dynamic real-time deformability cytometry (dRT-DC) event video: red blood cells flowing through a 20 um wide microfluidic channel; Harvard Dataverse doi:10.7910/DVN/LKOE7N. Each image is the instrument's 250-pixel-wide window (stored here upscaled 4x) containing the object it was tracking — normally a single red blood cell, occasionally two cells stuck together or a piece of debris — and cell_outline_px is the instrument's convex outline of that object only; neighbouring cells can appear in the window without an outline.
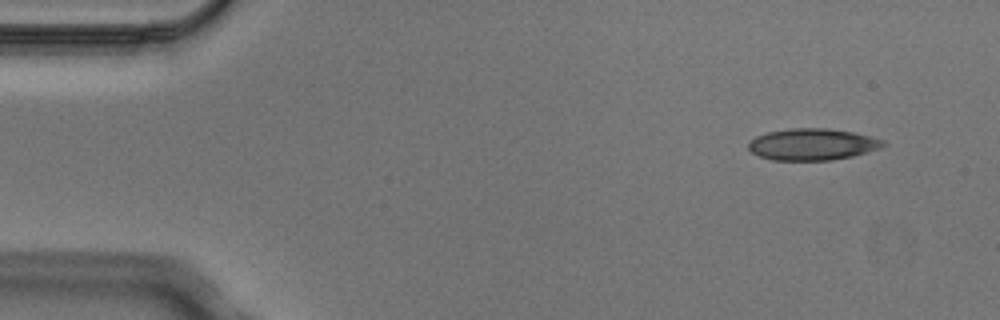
{"species": "Egyptian fruit bat (a non-hibernating species)", "species_latin": "Rousettus aegyptiacus", "temperature_condition": "cold", "stored_images_in_passage": 3, "camera_frame_rate_fps": 3000, "um_per_image_px": 0.085, "animal": {"sex": "male"}, "frame": {"image": 1, "passage_image": 1, "time_ms": 0.0, "image_size_px": [1000, 320], "cell_outline_px": [[888, 144], [880, 148], [852, 156], [832, 160], [772, 160], [760, 156], [752, 152], [748, 148], [748, 140], [756, 136], [768, 132], [788, 128], [828, 128], [852, 132], [884, 140]], "centroid_in_image_um": [69.03, 12.26], "position_along_channel_um": 16.0, "area_um2": 24.85}}
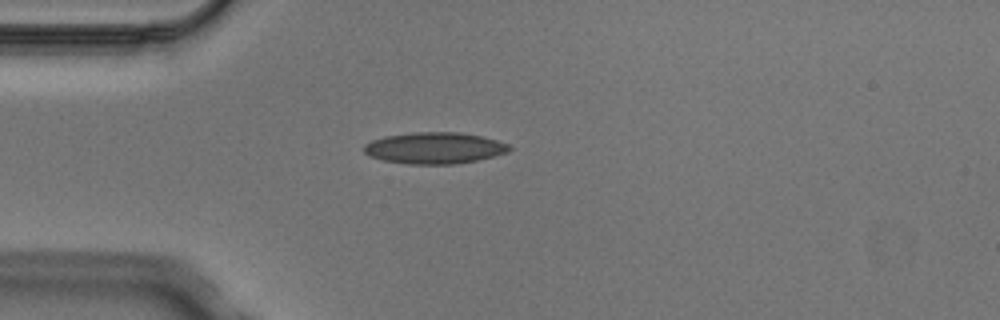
{"frame": {"image": 2, "passage_image": 3, "time_ms": 0.667, "image_size_px": [1000, 320], "cell_outline_px": [[512, 148], [508, 152], [476, 160], [452, 164], [408, 164], [384, 160], [368, 156], [364, 152], [364, 144], [372, 140], [388, 136], [416, 132], [460, 132], [480, 136], [496, 140], [508, 144]], "centroid_in_image_um": [36.92, 12.58], "position_along_channel_um": 48.1, "area_um2": 26.36}}